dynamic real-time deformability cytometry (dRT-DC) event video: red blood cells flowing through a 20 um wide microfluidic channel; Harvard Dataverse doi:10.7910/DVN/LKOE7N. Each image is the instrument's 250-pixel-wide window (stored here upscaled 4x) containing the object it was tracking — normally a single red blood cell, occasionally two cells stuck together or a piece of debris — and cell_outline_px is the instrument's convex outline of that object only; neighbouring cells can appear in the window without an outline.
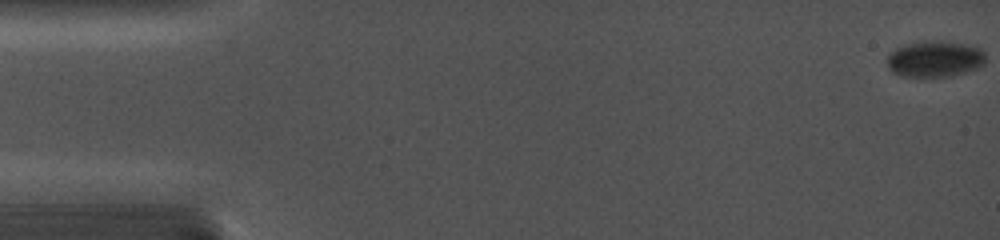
{"species": "common noctule bat (a hibernating species)", "species_latin": "Nyctalus noctula", "temperature_condition": "cold", "stored_images_in_passage": 76, "camera_frame_rate_fps": 5000, "um_per_image_px": 0.085, "animal": {"sex": "female", "body_mass_g": 19.0, "forearm_length_mm": 56.7}, "frame": {"image": 1, "passage_image": 1, "time_ms": 0.0, "image_size_px": [1000, 240], "cell_outline_px": [[984, 64], [976, 68], [952, 76], [900, 76], [892, 72], [888, 68], [888, 56], [896, 48], [904, 44], [932, 40], [944, 40], [964, 44], [980, 48], [984, 52]], "centroid_in_image_um": [79.45, 5.0], "position_along_channel_um": 5.6, "area_um2": 20.69}}
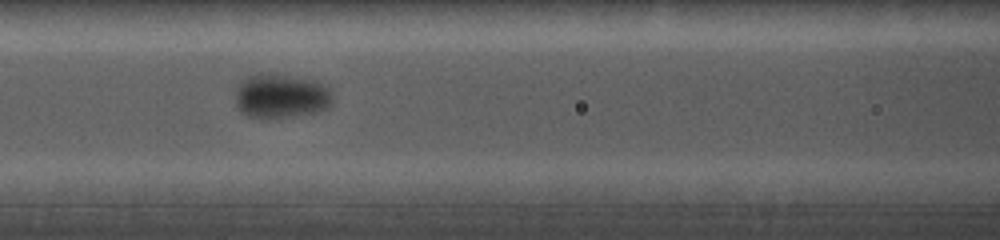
{"frame": {"image": 2, "passage_image": 39, "time_ms": 7.6, "image_size_px": [1000, 240], "cell_outline_px": [[332, 104], [328, 108], [316, 112], [292, 116], [248, 116], [240, 112], [236, 108], [236, 88], [240, 80], [248, 76], [260, 72], [280, 72], [300, 76], [316, 80], [328, 84], [332, 92]], "centroid_in_image_um": [23.92, 8.08], "position_along_channel_um": 142.7, "area_um2": 25.89}}
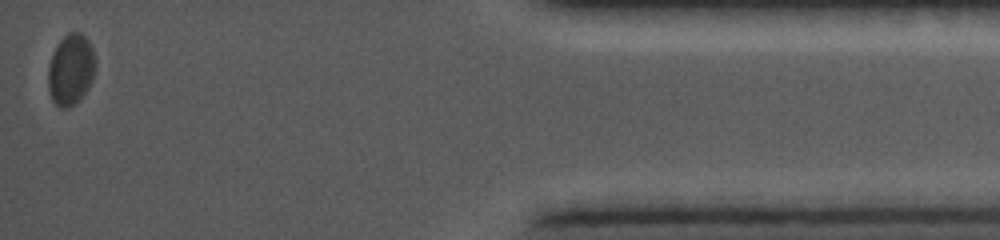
{"frame": {"image": 3, "passage_image": 76, "time_ms": 16.6, "image_size_px": [1000, 240], "cell_outline_px": [[96, 64], [92, 80], [88, 88], [80, 100], [68, 108], [60, 108], [52, 100], [48, 88], [48, 68], [52, 56], [60, 40], [68, 32], [80, 32], [88, 40], [92, 48], [96, 60]], "centroid_in_image_um": [6.03, 5.93], "position_along_channel_um": 429.2, "area_um2": 19.59}}